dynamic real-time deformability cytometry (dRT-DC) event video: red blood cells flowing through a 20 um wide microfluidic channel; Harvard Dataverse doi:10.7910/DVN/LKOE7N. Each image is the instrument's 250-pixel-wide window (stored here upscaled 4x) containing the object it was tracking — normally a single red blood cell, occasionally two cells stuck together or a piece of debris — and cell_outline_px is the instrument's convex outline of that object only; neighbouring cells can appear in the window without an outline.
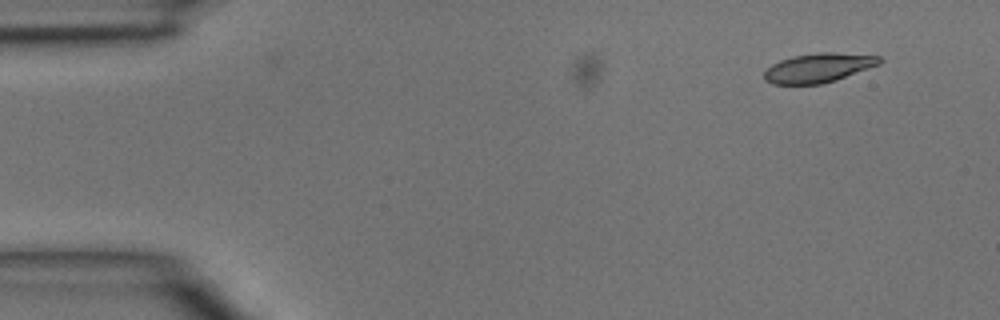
{"species": "common noctule bat (a hibernating species)", "species_latin": "Nyctalus noctula", "temperature_condition": "room temperature", "stored_images_in_passage": 5, "segment_of_instrument_passage": [2, 2], "camera_frame_rate_fps": 3000, "um_per_image_px": 0.085, "animal": {"sex": "male", "body_mass_g": 15.6}, "frame": {"image": 1, "passage_image": 5, "time_ms": 1.333, "image_size_px": [1000, 320], "cell_outline_px": [[884, 60], [880, 64], [836, 80], [820, 84], [772, 84], [764, 80], [764, 72], [772, 64], [780, 60], [792, 56], [816, 52], [832, 52], [880, 56]], "centroid_in_image_um": [69.57, 5.76], "position_along_channel_um": 15.4, "area_um2": 19.71}}